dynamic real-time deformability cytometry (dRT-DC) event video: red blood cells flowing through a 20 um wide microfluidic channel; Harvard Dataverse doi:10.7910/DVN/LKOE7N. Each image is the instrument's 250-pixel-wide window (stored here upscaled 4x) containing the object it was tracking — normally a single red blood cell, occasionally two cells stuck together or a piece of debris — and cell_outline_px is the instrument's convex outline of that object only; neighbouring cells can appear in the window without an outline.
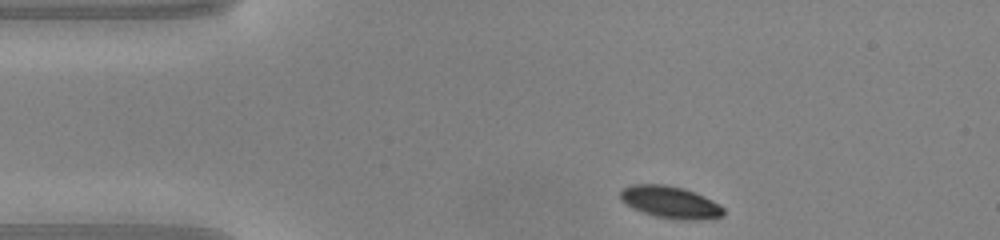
{"species": "common noctule bat (a hibernating species)", "species_latin": "Nyctalus noctula", "temperature_condition": "warm", "stored_images_in_passage": 41, "camera_frame_rate_fps": 3000, "um_per_image_px": 0.085, "animal": {"sex": "male", "body_mass_g": 20.0, "forearm_length_mm": 53.3}, "frame": {"image": 1, "passage_image": 1, "time_ms": 0.0, "image_size_px": [1000, 240], "cell_outline_px": [[724, 216], [692, 220], [676, 220], [656, 216], [632, 208], [620, 200], [620, 192], [624, 188], [632, 184], [664, 184], [684, 188], [704, 196], [720, 204], [724, 208]], "centroid_in_image_um": [56.98, 17.18], "position_along_channel_um": 28.0, "area_um2": 19.31}}
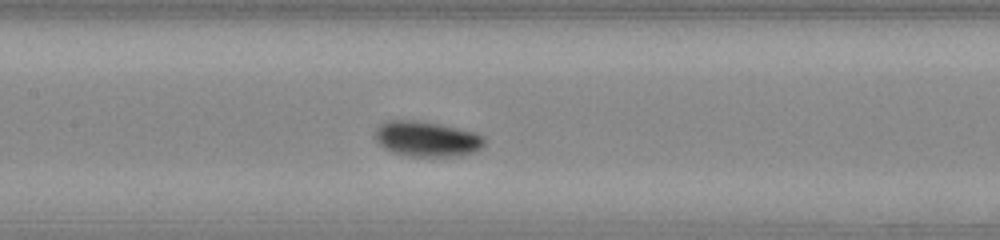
{"frame": {"image": 2, "passage_image": 15, "time_ms": 4.667, "image_size_px": [1000, 240], "cell_outline_px": [[484, 144], [476, 152], [460, 156], [408, 156], [392, 152], [384, 148], [376, 140], [376, 128], [380, 124], [388, 120], [416, 120], [440, 124], [472, 132], [484, 136]], "centroid_in_image_um": [36.27, 11.81], "position_along_channel_um": 171.1, "area_um2": 22.43}}
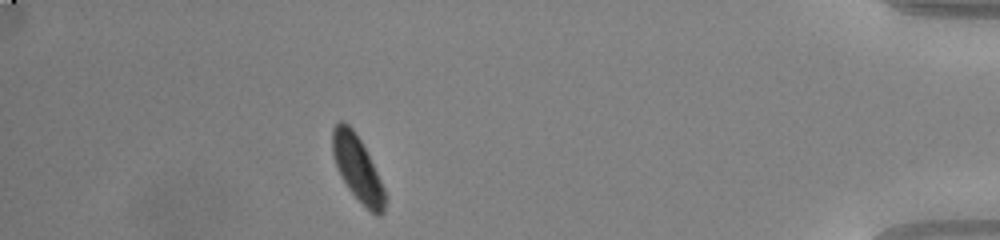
{"frame": {"image": 3, "passage_image": 36, "time_ms": 11.667, "image_size_px": [1000, 240], "cell_outline_px": [[384, 212], [380, 216], [376, 216], [348, 188], [336, 164], [332, 152], [332, 128], [340, 120], [344, 120], [352, 128], [360, 140], [384, 188]], "centroid_in_image_um": [30.36, 14.26], "position_along_channel_um": 404.8, "area_um2": 19.13}, "authors_computed_cell_mechanics": {"area_um2": 20.9814, "velocity_mm_per_s": 4.117, "shape_relaxation_time_tau1_ms": 1.83, "shape_relaxation_time_tau2_ms": null, "deformation_change_tau1": 0.1324, "deformation_change_tau2": null}}